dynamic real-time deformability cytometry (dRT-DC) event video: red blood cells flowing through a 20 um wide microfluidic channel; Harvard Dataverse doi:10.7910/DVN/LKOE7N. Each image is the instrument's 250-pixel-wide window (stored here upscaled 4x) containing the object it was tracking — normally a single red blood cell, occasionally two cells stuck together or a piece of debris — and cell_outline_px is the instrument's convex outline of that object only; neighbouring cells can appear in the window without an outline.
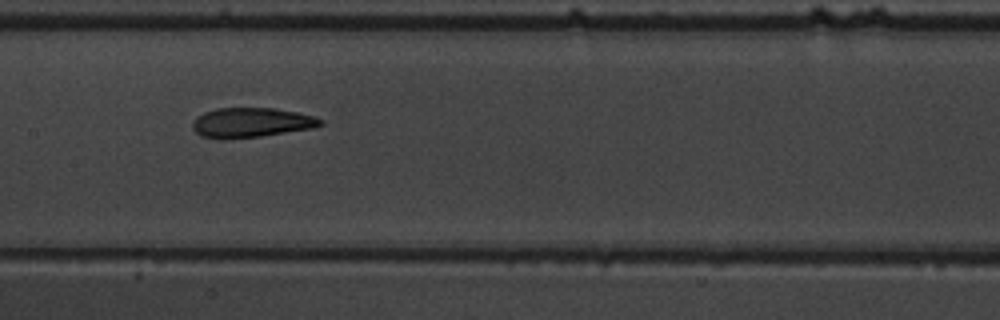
{"species": "common noctule bat (a hibernating species)", "species_latin": "Nyctalus noctula", "temperature_condition": "warm", "stored_images_in_passage": 9, "camera_frame_rate_fps": 3000, "um_per_image_px": 0.085, "animal": {"sex": "male", "body_mass_g": 19.5, "forearm_length_mm": 54.6}, "frame": {"image": 1, "passage_image": 6, "time_ms": 5.667, "image_size_px": [1000, 320], "cell_outline_px": [[324, 124], [312, 128], [260, 136], [224, 140], [200, 136], [192, 128], [192, 124], [196, 116], [204, 112], [216, 108], [272, 108], [296, 112], [312, 116], [324, 120]], "centroid_in_image_um": [21.31, 10.42], "position_along_channel_um": 186.1, "area_um2": 22.2}}
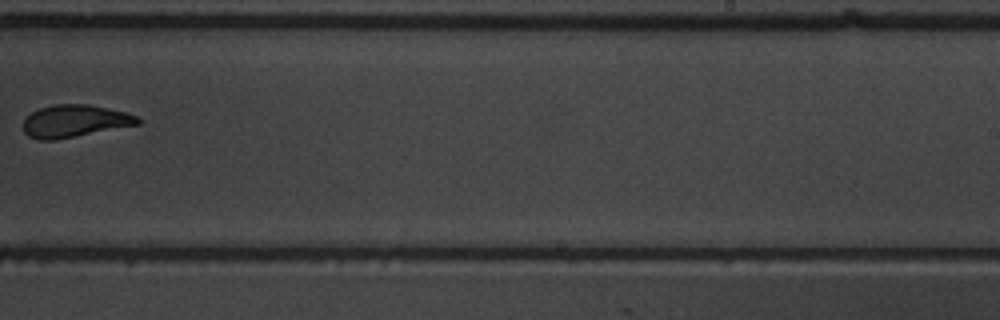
{"frame": {"image": 2, "passage_image": 8, "time_ms": 8.333, "image_size_px": [1000, 320], "cell_outline_px": [[140, 124], [76, 136], [52, 140], [40, 140], [28, 136], [24, 132], [24, 120], [32, 112], [40, 108], [52, 104], [88, 104], [124, 112], [136, 116], [140, 120]], "centroid_in_image_um": [6.32, 10.29], "position_along_channel_um": 282.7, "area_um2": 21.33}}
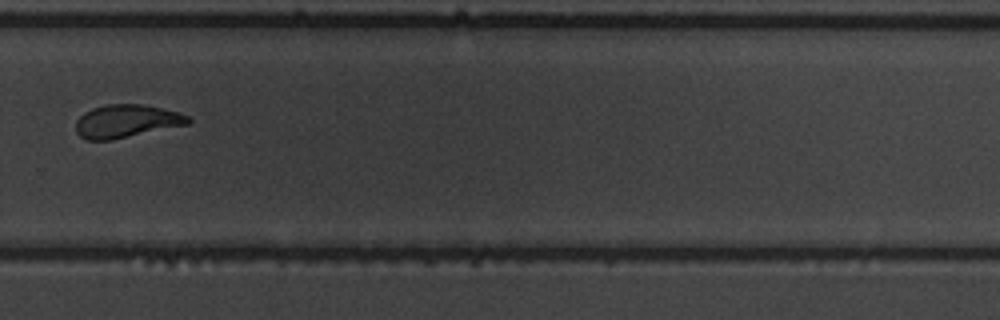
{"frame": {"image": 3, "passage_image": 9, "time_ms": 9.333, "image_size_px": [1000, 320], "cell_outline_px": [[192, 120], [188, 124], [112, 140], [88, 140], [80, 136], [76, 132], [76, 120], [84, 112], [92, 108], [108, 104], [144, 104], [176, 112], [188, 116]], "centroid_in_image_um": [10.72, 10.3], "position_along_channel_um": 319.1, "area_um2": 21.5}}